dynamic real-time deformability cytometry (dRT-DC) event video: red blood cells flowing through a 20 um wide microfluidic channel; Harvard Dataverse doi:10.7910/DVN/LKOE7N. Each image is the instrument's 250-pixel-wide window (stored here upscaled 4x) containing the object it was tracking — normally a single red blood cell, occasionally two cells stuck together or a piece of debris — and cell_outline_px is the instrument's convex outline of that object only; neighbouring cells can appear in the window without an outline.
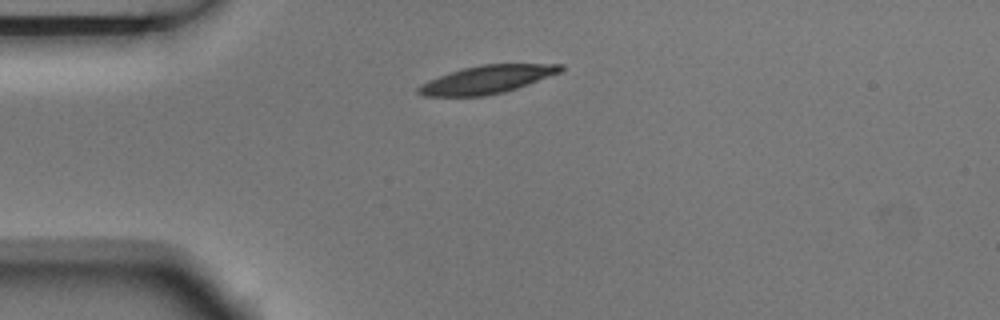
{"species": "Egyptian fruit bat (a non-hibernating species)", "species_latin": "Rousettus aegyptiacus", "temperature_condition": "room temperature", "stored_images_in_passage": 5, "camera_frame_rate_fps": 3000, "um_per_image_px": 0.085, "animal": {"sex": "male"}, "frame": {"image": 1, "passage_image": 1, "time_ms": 0.0, "image_size_px": [1000, 320], "cell_outline_px": [[564, 68], [560, 72], [516, 88], [504, 92], [484, 96], [424, 96], [416, 92], [416, 88], [420, 84], [428, 80], [464, 68], [480, 64], [564, 64]], "centroid_in_image_um": [41.36, 6.76], "position_along_channel_um": 43.6, "area_um2": 22.95}}
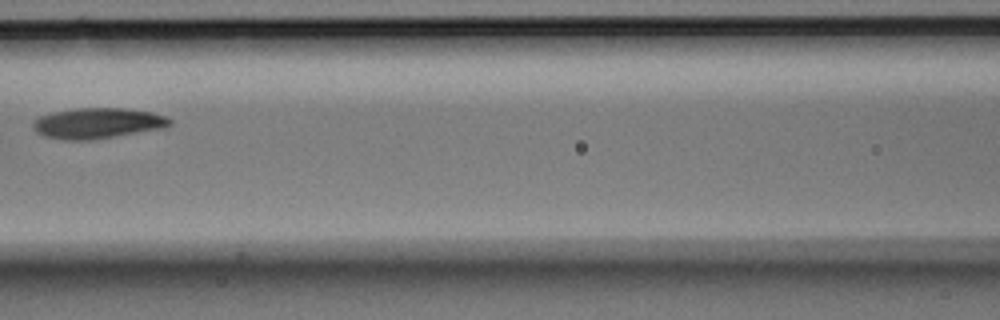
{"frame": {"image": 2, "passage_image": 4, "time_ms": 1.0, "image_size_px": [1000, 320], "cell_outline_px": [[172, 124], [168, 128], [92, 140], [64, 140], [44, 136], [36, 132], [32, 128], [32, 120], [40, 116], [52, 112], [76, 108], [124, 108], [152, 112], [164, 116], [172, 120]], "centroid_in_image_um": [8.3, 10.48], "position_along_channel_um": 158.3, "area_um2": 24.8}}
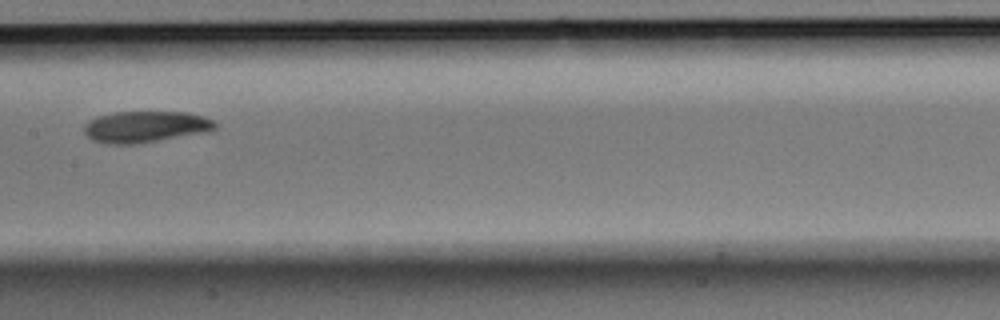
{"frame": {"image": 3, "passage_image": 5, "time_ms": 1.333, "image_size_px": [1000, 320], "cell_outline_px": [[216, 128], [204, 132], [132, 144], [104, 144], [92, 140], [84, 132], [84, 124], [88, 120], [96, 116], [112, 112], [188, 112], [204, 116], [212, 120], [216, 124]], "centroid_in_image_um": [12.29, 10.76], "position_along_channel_um": 195.1, "area_um2": 23.81}}